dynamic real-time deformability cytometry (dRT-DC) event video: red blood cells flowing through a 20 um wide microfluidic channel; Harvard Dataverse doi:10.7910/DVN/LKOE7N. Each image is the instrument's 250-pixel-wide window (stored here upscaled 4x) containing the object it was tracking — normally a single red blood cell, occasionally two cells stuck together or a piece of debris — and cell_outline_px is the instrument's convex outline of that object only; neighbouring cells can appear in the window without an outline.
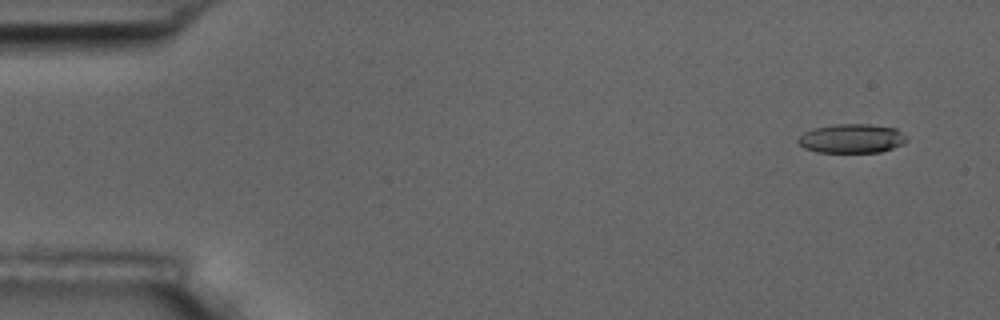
{"species": "common noctule bat (a hibernating species)", "species_latin": "Nyctalus noctula", "temperature_condition": "room temperature", "stored_images_in_passage": 4, "camera_frame_rate_fps": 3000, "um_per_image_px": 0.085, "animal": {"sex": "male", "body_mass_g": 17.5, "forearm_length_mm": 52.3}, "frame": {"image": 1, "passage_image": 1, "time_ms": 0.0, "image_size_px": [1000, 320], "cell_outline_px": [[908, 140], [892, 148], [880, 152], [816, 152], [804, 148], [796, 140], [804, 132], [812, 128], [832, 124], [868, 124], [896, 128]], "centroid_in_image_um": [72.34, 11.76], "position_along_channel_um": 12.7, "area_um2": 18.32}}
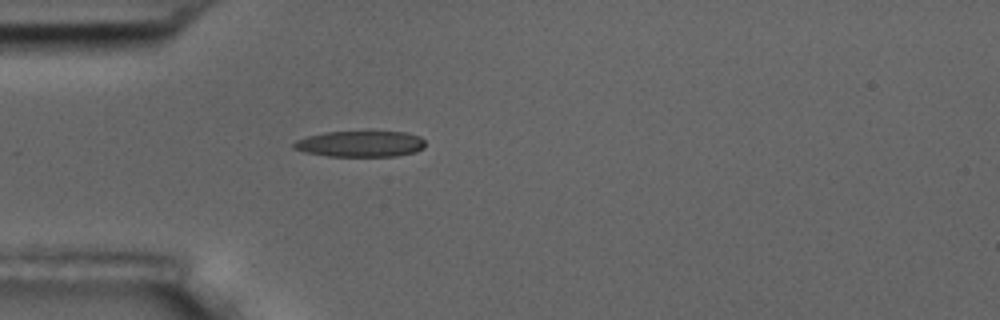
{"frame": {"image": 2, "passage_image": 4, "time_ms": 4.333, "image_size_px": [1000, 320], "cell_outline_px": [[424, 148], [416, 152], [396, 156], [328, 156], [304, 152], [292, 148], [292, 144], [296, 140], [308, 136], [324, 132], [368, 128], [404, 132], [420, 136], [424, 140]], "centroid_in_image_um": [30.65, 12.17], "position_along_channel_um": 54.4, "area_um2": 21.1}}